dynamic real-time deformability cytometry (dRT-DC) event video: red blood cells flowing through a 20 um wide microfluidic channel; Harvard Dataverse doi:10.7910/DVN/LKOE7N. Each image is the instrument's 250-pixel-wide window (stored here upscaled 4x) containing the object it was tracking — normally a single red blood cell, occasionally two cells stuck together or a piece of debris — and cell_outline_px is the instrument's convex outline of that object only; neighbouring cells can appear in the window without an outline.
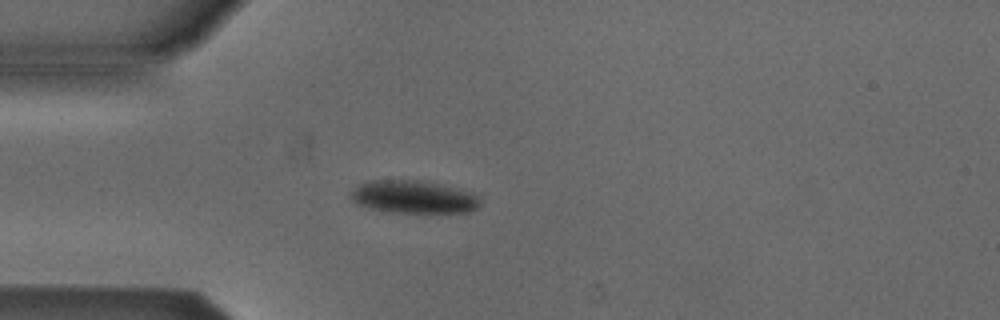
{"species": "Egyptian fruit bat (a non-hibernating species)", "species_latin": "Rousettus aegyptiacus", "temperature_condition": "cold", "stored_images_in_passage": 4, "camera_frame_rate_fps": 3000, "um_per_image_px": 0.085, "animal": {"sex": "male"}, "frame": {"image": 1, "passage_image": 4, "time_ms": 4.333, "image_size_px": [1000, 320], "cell_outline_px": [[480, 204], [472, 212], [388, 212], [368, 208], [356, 204], [348, 196], [360, 184], [368, 180], [416, 180], [436, 184], [472, 192], [480, 196]], "centroid_in_image_um": [35.13, 16.75], "position_along_channel_um": 49.9, "area_um2": 24.62}}